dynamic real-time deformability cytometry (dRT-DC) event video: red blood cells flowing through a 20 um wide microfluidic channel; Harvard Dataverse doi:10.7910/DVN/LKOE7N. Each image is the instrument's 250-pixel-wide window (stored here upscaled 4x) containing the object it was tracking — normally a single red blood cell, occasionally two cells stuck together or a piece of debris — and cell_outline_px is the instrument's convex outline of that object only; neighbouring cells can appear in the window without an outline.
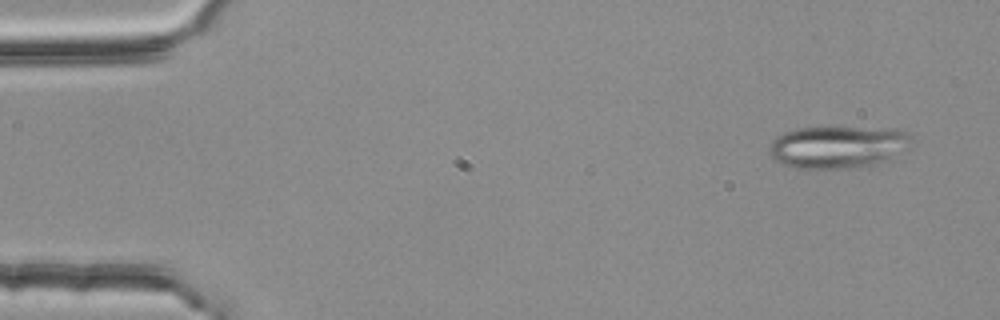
{"species": "common noctule bat (a hibernating species)", "species_latin": "Nyctalus noctula", "temperature_condition": "room temperature", "stored_images_in_passage": 4, "camera_frame_rate_fps": 3000, "um_per_image_px": 0.085, "animal": {"sex": "female", "body_mass_g": 25.1}, "frame": {"image": 1, "passage_image": 4, "time_ms": 1.0, "image_size_px": [1000, 320], "cell_outline_px": [[908, 136], [904, 148], [892, 160], [876, 164], [844, 168], [796, 168], [784, 164], [776, 160], [772, 156], [768, 148], [772, 140], [776, 136], [784, 132], [796, 128], [896, 128], [908, 132]], "centroid_in_image_um": [71.17, 12.49], "position_along_channel_um": 13.8, "area_um2": 34.62}}